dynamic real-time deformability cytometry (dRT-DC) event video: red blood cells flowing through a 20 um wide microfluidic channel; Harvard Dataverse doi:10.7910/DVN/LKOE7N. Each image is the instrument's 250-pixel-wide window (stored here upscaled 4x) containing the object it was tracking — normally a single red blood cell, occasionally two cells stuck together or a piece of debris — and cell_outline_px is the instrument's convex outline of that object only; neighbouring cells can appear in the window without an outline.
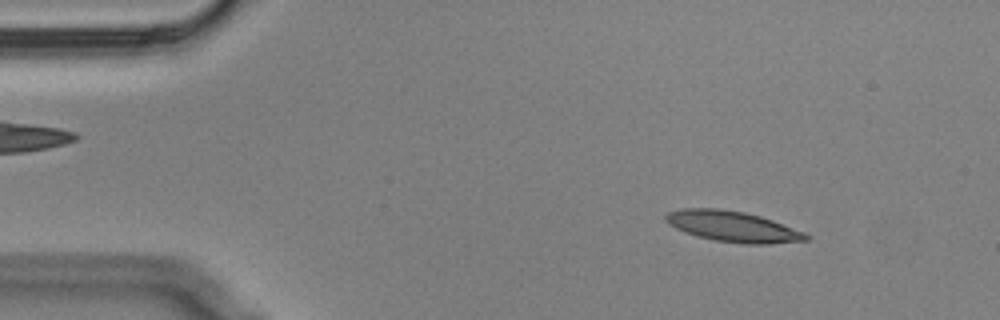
{"species": "Egyptian fruit bat (a non-hibernating species)", "species_latin": "Rousettus aegyptiacus", "temperature_condition": "cold", "stored_images_in_passage": 56, "camera_frame_rate_fps": 3000, "um_per_image_px": 0.085, "animal": {"sex": "male"}, "frame": {"image": 1, "passage_image": 6, "time_ms": 1.667, "image_size_px": [1000, 320], "cell_outline_px": [[812, 236], [808, 240], [768, 244], [744, 244], [712, 240], [696, 236], [684, 232], [668, 224], [664, 220], [664, 216], [668, 212], [680, 208], [720, 208], [744, 212], [760, 216], [772, 220], [804, 232]], "centroid_in_image_um": [62.26, 19.25], "position_along_channel_um": 22.7, "area_um2": 25.32}}
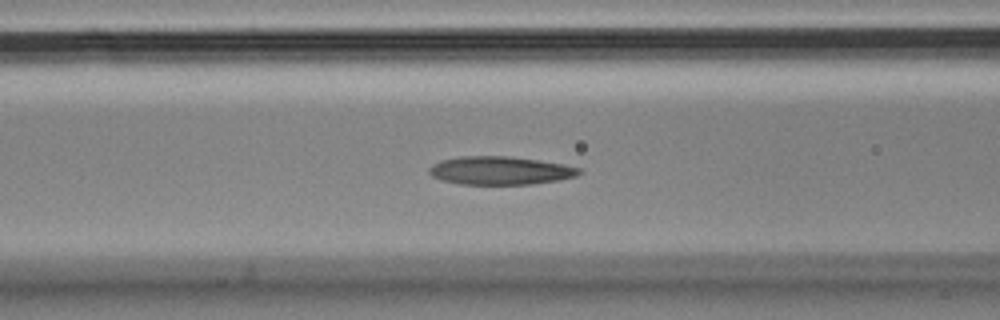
{"frame": {"image": 2, "passage_image": 21, "time_ms": 6.667, "image_size_px": [1000, 320], "cell_outline_px": [[580, 172], [576, 176], [560, 180], [532, 184], [460, 184], [444, 180], [432, 176], [428, 172], [428, 168], [432, 164], [440, 160], [460, 156], [508, 156], [564, 164], [580, 168]], "centroid_in_image_um": [42.49, 14.49], "position_along_channel_um": 124.1, "area_um2": 24.62}}
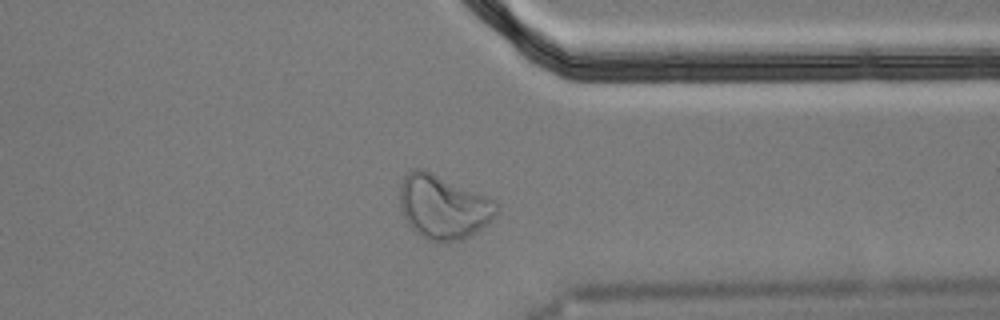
{"frame": {"image": 3, "passage_image": 43, "time_ms": 14.0, "image_size_px": [1000, 320], "cell_outline_px": [[496, 216], [480, 228], [460, 240], [428, 240], [420, 236], [408, 224], [400, 212], [400, 184], [404, 176], [412, 168], [420, 168], [496, 200]], "centroid_in_image_um": [37.62, 17.57], "position_along_channel_um": 373.8, "area_um2": 35.37}, "authors_computed_cell_mechanics": {"area_um2": 25.1141, "velocity_mm_per_s": 3.4501, "shape_relaxation_time_tau1_ms": null, "shape_relaxation_time_tau2_ms": 3.6136, "deformation_change_tau1": null, "deformation_change_tau2": 0.106}}